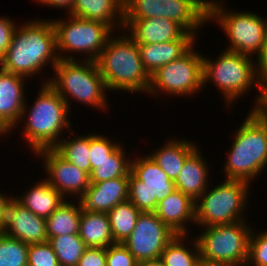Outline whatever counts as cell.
<instances>
[{"instance_id": "1", "label": "cell", "mask_w": 267, "mask_h": 266, "mask_svg": "<svg viewBox=\"0 0 267 266\" xmlns=\"http://www.w3.org/2000/svg\"><path fill=\"white\" fill-rule=\"evenodd\" d=\"M44 20L29 21L16 27L7 53L0 60L3 70L27 78L40 72L48 62L54 68L61 59L75 58L72 55L63 57L57 53L53 22Z\"/></svg>"}, {"instance_id": "2", "label": "cell", "mask_w": 267, "mask_h": 266, "mask_svg": "<svg viewBox=\"0 0 267 266\" xmlns=\"http://www.w3.org/2000/svg\"><path fill=\"white\" fill-rule=\"evenodd\" d=\"M128 35L110 36L96 60L108 90L145 91L150 87V76L145 71L139 47Z\"/></svg>"}, {"instance_id": "3", "label": "cell", "mask_w": 267, "mask_h": 266, "mask_svg": "<svg viewBox=\"0 0 267 266\" xmlns=\"http://www.w3.org/2000/svg\"><path fill=\"white\" fill-rule=\"evenodd\" d=\"M251 110L234 135L224 165L227 180L250 183L267 164V117Z\"/></svg>"}, {"instance_id": "4", "label": "cell", "mask_w": 267, "mask_h": 266, "mask_svg": "<svg viewBox=\"0 0 267 266\" xmlns=\"http://www.w3.org/2000/svg\"><path fill=\"white\" fill-rule=\"evenodd\" d=\"M35 103L27 111L25 103L21 119L28 118L23 132L26 141L35 153L45 148H53L59 141L62 130L71 128L68 121L70 110L64 99L48 84L41 86ZM24 116V117H23Z\"/></svg>"}, {"instance_id": "5", "label": "cell", "mask_w": 267, "mask_h": 266, "mask_svg": "<svg viewBox=\"0 0 267 266\" xmlns=\"http://www.w3.org/2000/svg\"><path fill=\"white\" fill-rule=\"evenodd\" d=\"M82 63L75 59H61L54 66L56 78H49L48 83L66 102L70 109L68 96L92 107L105 109L108 90L96 61L85 60Z\"/></svg>"}, {"instance_id": "6", "label": "cell", "mask_w": 267, "mask_h": 266, "mask_svg": "<svg viewBox=\"0 0 267 266\" xmlns=\"http://www.w3.org/2000/svg\"><path fill=\"white\" fill-rule=\"evenodd\" d=\"M123 27L130 20L167 18L195 34L208 21V0H124Z\"/></svg>"}, {"instance_id": "7", "label": "cell", "mask_w": 267, "mask_h": 266, "mask_svg": "<svg viewBox=\"0 0 267 266\" xmlns=\"http://www.w3.org/2000/svg\"><path fill=\"white\" fill-rule=\"evenodd\" d=\"M248 185V182L241 180L226 179L212 190L206 189L195 201V223L209 227L243 220Z\"/></svg>"}, {"instance_id": "8", "label": "cell", "mask_w": 267, "mask_h": 266, "mask_svg": "<svg viewBox=\"0 0 267 266\" xmlns=\"http://www.w3.org/2000/svg\"><path fill=\"white\" fill-rule=\"evenodd\" d=\"M251 56L234 51H223L215 62L203 55V85L212 81L224 94L226 104L242 96L247 89H260L256 78L255 65Z\"/></svg>"}, {"instance_id": "9", "label": "cell", "mask_w": 267, "mask_h": 266, "mask_svg": "<svg viewBox=\"0 0 267 266\" xmlns=\"http://www.w3.org/2000/svg\"><path fill=\"white\" fill-rule=\"evenodd\" d=\"M203 228L201 236L195 237L201 258L234 266L246 265L252 230L245 220Z\"/></svg>"}, {"instance_id": "10", "label": "cell", "mask_w": 267, "mask_h": 266, "mask_svg": "<svg viewBox=\"0 0 267 266\" xmlns=\"http://www.w3.org/2000/svg\"><path fill=\"white\" fill-rule=\"evenodd\" d=\"M224 8L208 1V20H217L224 33L227 34L230 46L226 49L237 53L253 56L260 53L267 30V21L254 13L227 12Z\"/></svg>"}, {"instance_id": "11", "label": "cell", "mask_w": 267, "mask_h": 266, "mask_svg": "<svg viewBox=\"0 0 267 266\" xmlns=\"http://www.w3.org/2000/svg\"><path fill=\"white\" fill-rule=\"evenodd\" d=\"M128 200L141 212H155L157 204L176 190L175 183L149 155L131 161Z\"/></svg>"}, {"instance_id": "12", "label": "cell", "mask_w": 267, "mask_h": 266, "mask_svg": "<svg viewBox=\"0 0 267 266\" xmlns=\"http://www.w3.org/2000/svg\"><path fill=\"white\" fill-rule=\"evenodd\" d=\"M203 86V56L193 47L181 58L161 66L150 76L148 92L169 95H192ZM196 91V92H195ZM169 92V93H168Z\"/></svg>"}, {"instance_id": "13", "label": "cell", "mask_w": 267, "mask_h": 266, "mask_svg": "<svg viewBox=\"0 0 267 266\" xmlns=\"http://www.w3.org/2000/svg\"><path fill=\"white\" fill-rule=\"evenodd\" d=\"M70 17V22L66 19L52 20L56 31L57 50L60 51L58 53L85 52L86 55L89 53L87 60L96 61L113 29L100 21Z\"/></svg>"}, {"instance_id": "14", "label": "cell", "mask_w": 267, "mask_h": 266, "mask_svg": "<svg viewBox=\"0 0 267 266\" xmlns=\"http://www.w3.org/2000/svg\"><path fill=\"white\" fill-rule=\"evenodd\" d=\"M177 236L154 212H141L131 235L123 242L138 262L160 258Z\"/></svg>"}, {"instance_id": "15", "label": "cell", "mask_w": 267, "mask_h": 266, "mask_svg": "<svg viewBox=\"0 0 267 266\" xmlns=\"http://www.w3.org/2000/svg\"><path fill=\"white\" fill-rule=\"evenodd\" d=\"M0 233L28 245L48 241L46 219L32 213L20 204L17 197L12 196L2 209Z\"/></svg>"}, {"instance_id": "16", "label": "cell", "mask_w": 267, "mask_h": 266, "mask_svg": "<svg viewBox=\"0 0 267 266\" xmlns=\"http://www.w3.org/2000/svg\"><path fill=\"white\" fill-rule=\"evenodd\" d=\"M35 154L44 158V168L48 175L45 180L64 198L68 194L79 195V199L83 196L91 184L90 175L87 172L65 160L53 148L41 149Z\"/></svg>"}, {"instance_id": "17", "label": "cell", "mask_w": 267, "mask_h": 266, "mask_svg": "<svg viewBox=\"0 0 267 266\" xmlns=\"http://www.w3.org/2000/svg\"><path fill=\"white\" fill-rule=\"evenodd\" d=\"M129 177H120L91 183L79 199L83 209L90 212L108 213L117 204L128 200Z\"/></svg>"}, {"instance_id": "18", "label": "cell", "mask_w": 267, "mask_h": 266, "mask_svg": "<svg viewBox=\"0 0 267 266\" xmlns=\"http://www.w3.org/2000/svg\"><path fill=\"white\" fill-rule=\"evenodd\" d=\"M24 79L25 77L0 68V123L9 132L21 121L27 102L23 95Z\"/></svg>"}, {"instance_id": "19", "label": "cell", "mask_w": 267, "mask_h": 266, "mask_svg": "<svg viewBox=\"0 0 267 266\" xmlns=\"http://www.w3.org/2000/svg\"><path fill=\"white\" fill-rule=\"evenodd\" d=\"M124 28L137 44L164 43L180 39L187 31L177 22L167 18L130 20Z\"/></svg>"}, {"instance_id": "20", "label": "cell", "mask_w": 267, "mask_h": 266, "mask_svg": "<svg viewBox=\"0 0 267 266\" xmlns=\"http://www.w3.org/2000/svg\"><path fill=\"white\" fill-rule=\"evenodd\" d=\"M194 36L195 34L186 32L180 39L174 41L137 44L145 71L151 76L161 66L181 58L194 46Z\"/></svg>"}, {"instance_id": "21", "label": "cell", "mask_w": 267, "mask_h": 266, "mask_svg": "<svg viewBox=\"0 0 267 266\" xmlns=\"http://www.w3.org/2000/svg\"><path fill=\"white\" fill-rule=\"evenodd\" d=\"M154 213L174 233L185 236V222H195V201L176 189L157 204Z\"/></svg>"}, {"instance_id": "22", "label": "cell", "mask_w": 267, "mask_h": 266, "mask_svg": "<svg viewBox=\"0 0 267 266\" xmlns=\"http://www.w3.org/2000/svg\"><path fill=\"white\" fill-rule=\"evenodd\" d=\"M123 2L124 0H74L69 14L85 20L100 21L111 29L119 26L121 28L123 27ZM117 18L120 22L115 21ZM113 25H116L115 28Z\"/></svg>"}, {"instance_id": "23", "label": "cell", "mask_w": 267, "mask_h": 266, "mask_svg": "<svg viewBox=\"0 0 267 266\" xmlns=\"http://www.w3.org/2000/svg\"><path fill=\"white\" fill-rule=\"evenodd\" d=\"M198 148L185 160L182 170L174 181L177 190L189 196L193 201L202 196L207 187V162L203 160Z\"/></svg>"}, {"instance_id": "24", "label": "cell", "mask_w": 267, "mask_h": 266, "mask_svg": "<svg viewBox=\"0 0 267 266\" xmlns=\"http://www.w3.org/2000/svg\"><path fill=\"white\" fill-rule=\"evenodd\" d=\"M79 237L90 248H107L114 244L108 214L90 212L82 208Z\"/></svg>"}, {"instance_id": "25", "label": "cell", "mask_w": 267, "mask_h": 266, "mask_svg": "<svg viewBox=\"0 0 267 266\" xmlns=\"http://www.w3.org/2000/svg\"><path fill=\"white\" fill-rule=\"evenodd\" d=\"M197 149L189 140H169L164 147L149 155L173 181L182 170L185 160Z\"/></svg>"}, {"instance_id": "26", "label": "cell", "mask_w": 267, "mask_h": 266, "mask_svg": "<svg viewBox=\"0 0 267 266\" xmlns=\"http://www.w3.org/2000/svg\"><path fill=\"white\" fill-rule=\"evenodd\" d=\"M35 184L23 197H17L25 208L43 218L49 217L65 200L46 180Z\"/></svg>"}, {"instance_id": "27", "label": "cell", "mask_w": 267, "mask_h": 266, "mask_svg": "<svg viewBox=\"0 0 267 266\" xmlns=\"http://www.w3.org/2000/svg\"><path fill=\"white\" fill-rule=\"evenodd\" d=\"M82 206L65 200L49 217L46 218L48 240L61 235L79 234V221Z\"/></svg>"}, {"instance_id": "28", "label": "cell", "mask_w": 267, "mask_h": 266, "mask_svg": "<svg viewBox=\"0 0 267 266\" xmlns=\"http://www.w3.org/2000/svg\"><path fill=\"white\" fill-rule=\"evenodd\" d=\"M140 213L129 200L117 204L107 213L115 243H123L131 235Z\"/></svg>"}, {"instance_id": "29", "label": "cell", "mask_w": 267, "mask_h": 266, "mask_svg": "<svg viewBox=\"0 0 267 266\" xmlns=\"http://www.w3.org/2000/svg\"><path fill=\"white\" fill-rule=\"evenodd\" d=\"M53 149L65 160L90 175V135L60 140Z\"/></svg>"}, {"instance_id": "30", "label": "cell", "mask_w": 267, "mask_h": 266, "mask_svg": "<svg viewBox=\"0 0 267 266\" xmlns=\"http://www.w3.org/2000/svg\"><path fill=\"white\" fill-rule=\"evenodd\" d=\"M124 153V149L120 145L109 158L97 163L96 168L90 173V183L129 177L131 160L127 161Z\"/></svg>"}, {"instance_id": "31", "label": "cell", "mask_w": 267, "mask_h": 266, "mask_svg": "<svg viewBox=\"0 0 267 266\" xmlns=\"http://www.w3.org/2000/svg\"><path fill=\"white\" fill-rule=\"evenodd\" d=\"M48 242L53 247L60 266H77L83 252L88 248L79 234L52 237Z\"/></svg>"}, {"instance_id": "32", "label": "cell", "mask_w": 267, "mask_h": 266, "mask_svg": "<svg viewBox=\"0 0 267 266\" xmlns=\"http://www.w3.org/2000/svg\"><path fill=\"white\" fill-rule=\"evenodd\" d=\"M184 235H177L163 250L160 259L165 266H195L200 258L196 238L193 241V250L184 246ZM192 250V251H191ZM195 251V252H193Z\"/></svg>"}, {"instance_id": "33", "label": "cell", "mask_w": 267, "mask_h": 266, "mask_svg": "<svg viewBox=\"0 0 267 266\" xmlns=\"http://www.w3.org/2000/svg\"><path fill=\"white\" fill-rule=\"evenodd\" d=\"M29 245L0 233V266H28Z\"/></svg>"}, {"instance_id": "34", "label": "cell", "mask_w": 267, "mask_h": 266, "mask_svg": "<svg viewBox=\"0 0 267 266\" xmlns=\"http://www.w3.org/2000/svg\"><path fill=\"white\" fill-rule=\"evenodd\" d=\"M120 146V143H112L104 135L90 134V173L96 168V164L106 160Z\"/></svg>"}, {"instance_id": "35", "label": "cell", "mask_w": 267, "mask_h": 266, "mask_svg": "<svg viewBox=\"0 0 267 266\" xmlns=\"http://www.w3.org/2000/svg\"><path fill=\"white\" fill-rule=\"evenodd\" d=\"M28 266H60L56 253L51 244L44 243L29 244Z\"/></svg>"}, {"instance_id": "36", "label": "cell", "mask_w": 267, "mask_h": 266, "mask_svg": "<svg viewBox=\"0 0 267 266\" xmlns=\"http://www.w3.org/2000/svg\"><path fill=\"white\" fill-rule=\"evenodd\" d=\"M267 266V231L260 234L251 232L246 266Z\"/></svg>"}, {"instance_id": "37", "label": "cell", "mask_w": 267, "mask_h": 266, "mask_svg": "<svg viewBox=\"0 0 267 266\" xmlns=\"http://www.w3.org/2000/svg\"><path fill=\"white\" fill-rule=\"evenodd\" d=\"M138 263L123 243H114L106 248V266H138Z\"/></svg>"}, {"instance_id": "38", "label": "cell", "mask_w": 267, "mask_h": 266, "mask_svg": "<svg viewBox=\"0 0 267 266\" xmlns=\"http://www.w3.org/2000/svg\"><path fill=\"white\" fill-rule=\"evenodd\" d=\"M17 26L8 17H0V60L7 53Z\"/></svg>"}, {"instance_id": "39", "label": "cell", "mask_w": 267, "mask_h": 266, "mask_svg": "<svg viewBox=\"0 0 267 266\" xmlns=\"http://www.w3.org/2000/svg\"><path fill=\"white\" fill-rule=\"evenodd\" d=\"M77 266H106V248L88 247Z\"/></svg>"}, {"instance_id": "40", "label": "cell", "mask_w": 267, "mask_h": 266, "mask_svg": "<svg viewBox=\"0 0 267 266\" xmlns=\"http://www.w3.org/2000/svg\"><path fill=\"white\" fill-rule=\"evenodd\" d=\"M257 56V64L255 65L257 68H255V72L256 78L261 85L267 79V30L263 47Z\"/></svg>"}, {"instance_id": "41", "label": "cell", "mask_w": 267, "mask_h": 266, "mask_svg": "<svg viewBox=\"0 0 267 266\" xmlns=\"http://www.w3.org/2000/svg\"><path fill=\"white\" fill-rule=\"evenodd\" d=\"M259 91L256 100L257 104L253 110L259 115L267 117V79L260 85Z\"/></svg>"}, {"instance_id": "42", "label": "cell", "mask_w": 267, "mask_h": 266, "mask_svg": "<svg viewBox=\"0 0 267 266\" xmlns=\"http://www.w3.org/2000/svg\"><path fill=\"white\" fill-rule=\"evenodd\" d=\"M41 4H46L51 7H60V8H67L68 13L71 12L74 0H37Z\"/></svg>"}, {"instance_id": "43", "label": "cell", "mask_w": 267, "mask_h": 266, "mask_svg": "<svg viewBox=\"0 0 267 266\" xmlns=\"http://www.w3.org/2000/svg\"><path fill=\"white\" fill-rule=\"evenodd\" d=\"M195 266H234V265L226 262L210 261L200 257Z\"/></svg>"}, {"instance_id": "44", "label": "cell", "mask_w": 267, "mask_h": 266, "mask_svg": "<svg viewBox=\"0 0 267 266\" xmlns=\"http://www.w3.org/2000/svg\"><path fill=\"white\" fill-rule=\"evenodd\" d=\"M138 266H165V265L160 258H157L139 262Z\"/></svg>"}, {"instance_id": "45", "label": "cell", "mask_w": 267, "mask_h": 266, "mask_svg": "<svg viewBox=\"0 0 267 266\" xmlns=\"http://www.w3.org/2000/svg\"><path fill=\"white\" fill-rule=\"evenodd\" d=\"M10 199V197H6L4 194L0 193V218L2 214V209L5 203Z\"/></svg>"}, {"instance_id": "46", "label": "cell", "mask_w": 267, "mask_h": 266, "mask_svg": "<svg viewBox=\"0 0 267 266\" xmlns=\"http://www.w3.org/2000/svg\"><path fill=\"white\" fill-rule=\"evenodd\" d=\"M9 132L1 123H0V134H1V136L3 135V134H7V133Z\"/></svg>"}]
</instances>
